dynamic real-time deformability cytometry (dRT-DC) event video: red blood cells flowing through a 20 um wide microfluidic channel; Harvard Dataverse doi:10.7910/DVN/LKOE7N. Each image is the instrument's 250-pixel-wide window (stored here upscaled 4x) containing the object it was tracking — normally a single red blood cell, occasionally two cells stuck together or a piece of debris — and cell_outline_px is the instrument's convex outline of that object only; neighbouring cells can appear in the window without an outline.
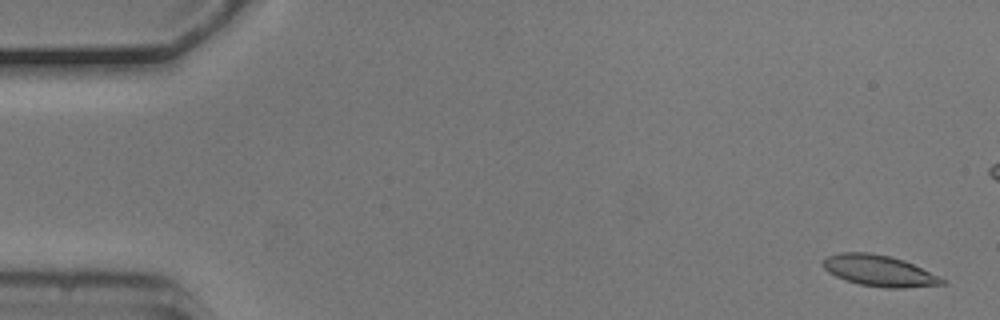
{"species": "common noctule bat (a hibernating species)", "species_latin": "Nyctalus noctula", "temperature_condition": "cold", "stored_images_in_passage": 4, "camera_frame_rate_fps": 3000, "um_per_image_px": 0.085, "animal": {"sex": "male", "body_mass_g": 20.5, "forearm_length_mm": 52.5}, "frame": {"image": 1, "passage_image": 1, "time_ms": 0.0, "image_size_px": [1000, 320], "cell_outline_px": [[944, 284], [904, 288], [884, 288], [860, 284], [836, 276], [828, 272], [824, 268], [824, 260], [828, 256], [840, 252], [868, 252], [888, 256], [904, 260], [944, 280]], "centroid_in_image_um": [74.68, 23.01], "position_along_channel_um": 10.3, "area_um2": 21.04}}